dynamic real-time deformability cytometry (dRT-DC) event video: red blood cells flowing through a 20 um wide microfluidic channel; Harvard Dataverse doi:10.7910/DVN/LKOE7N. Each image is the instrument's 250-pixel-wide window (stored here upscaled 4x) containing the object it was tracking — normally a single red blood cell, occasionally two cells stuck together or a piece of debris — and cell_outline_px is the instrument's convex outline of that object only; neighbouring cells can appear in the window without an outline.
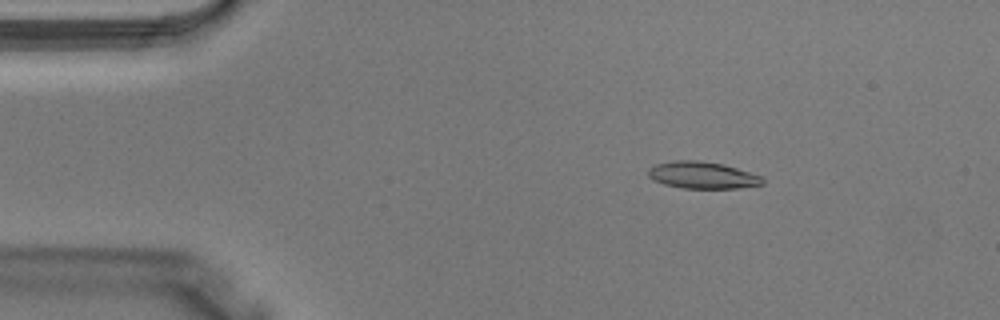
{"species": "Egyptian fruit bat (a non-hibernating species)", "species_latin": "Rousettus aegyptiacus", "temperature_condition": "warm", "stored_images_in_passage": 3, "camera_frame_rate_fps": 3000, "um_per_image_px": 0.085, "animal": {"sex": "male"}, "frame": {"image": 1, "passage_image": 2, "time_ms": 0.333, "image_size_px": [1000, 320], "cell_outline_px": [[764, 184], [736, 188], [680, 188], [664, 184], [652, 180], [648, 176], [648, 168], [656, 164], [676, 160], [700, 160], [724, 164], [764, 176]], "centroid_in_image_um": [59.71, 14.88], "position_along_channel_um": 25.3, "area_um2": 18.15}}